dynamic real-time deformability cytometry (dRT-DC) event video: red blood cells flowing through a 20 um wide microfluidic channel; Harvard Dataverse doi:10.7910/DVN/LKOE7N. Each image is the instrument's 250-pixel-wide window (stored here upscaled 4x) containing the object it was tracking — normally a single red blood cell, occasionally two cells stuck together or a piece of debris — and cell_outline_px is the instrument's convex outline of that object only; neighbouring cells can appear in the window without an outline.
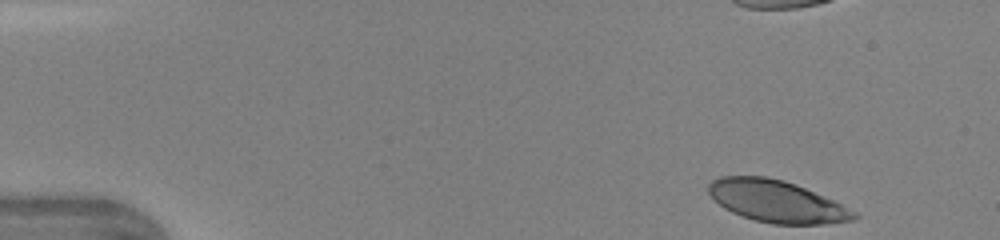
{"species": "human", "species_latin": "Homo sapiens", "temperature_condition": "warm", "stored_images_in_passage": 35, "camera_frame_rate_fps": 3000, "um_per_image_px": 0.085, "donor": {"sex": "female"}, "frame": {"image": 1, "passage_image": 1, "time_ms": 0.0, "image_size_px": [1000, 240], "cell_outline_px": [[860, 216], [852, 220], [824, 224], [772, 224], [756, 220], [732, 212], [724, 208], [708, 192], [708, 184], [712, 180], [720, 176], [764, 176], [784, 180], [796, 184], [832, 200], [856, 212]], "centroid_in_image_um": [66.0, 17.11], "position_along_channel_um": 19.0, "area_um2": 35.2}}